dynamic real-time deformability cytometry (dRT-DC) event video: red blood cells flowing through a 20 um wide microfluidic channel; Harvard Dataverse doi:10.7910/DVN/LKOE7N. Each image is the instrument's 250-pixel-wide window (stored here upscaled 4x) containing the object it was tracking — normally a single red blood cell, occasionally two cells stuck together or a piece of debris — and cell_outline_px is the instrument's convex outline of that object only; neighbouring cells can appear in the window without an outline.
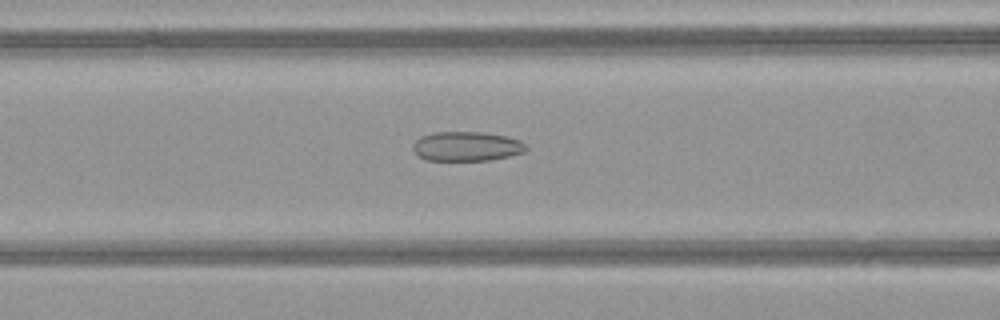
{"species": "common noctule bat (a hibernating species)", "species_latin": "Nyctalus noctula", "temperature_condition": "warm", "stored_images_in_passage": 50, "camera_frame_rate_fps": 3000, "um_per_image_px": 0.085, "animal": {"sex": "female", "body_mass_g": 21.9}, "frame": {"image": 1, "passage_image": 21, "time_ms": 6.667, "image_size_px": [1000, 320], "cell_outline_px": [[528, 148], [524, 152], [508, 156], [488, 160], [428, 160], [420, 156], [412, 148], [412, 144], [420, 136], [432, 132], [484, 132], [504, 136], [520, 140], [528, 144]], "centroid_in_image_um": [39.68, 12.42], "position_along_channel_um": 126.9, "area_um2": 19.42}}
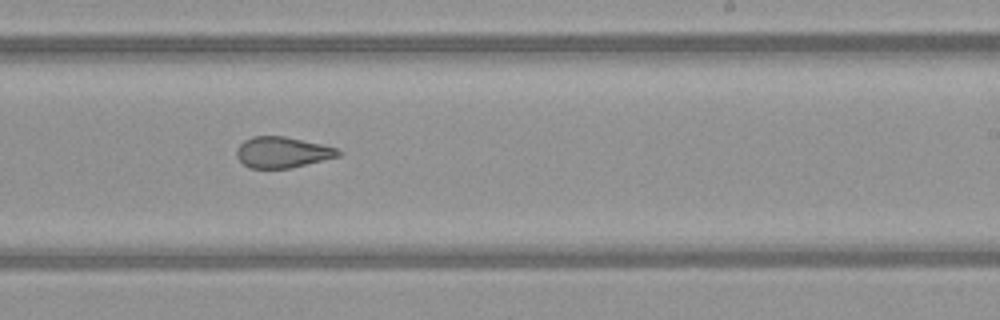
{"frame": {"image": 2, "passage_image": 31, "time_ms": 10.0, "image_size_px": [1000, 320], "cell_outline_px": [[340, 156], [288, 168], [248, 168], [236, 156], [236, 148], [244, 140], [252, 136], [284, 136], [320, 144], [336, 148], [340, 152]], "centroid_in_image_um": [23.95, 12.94], "position_along_channel_um": 265.1, "area_um2": 18.09}}
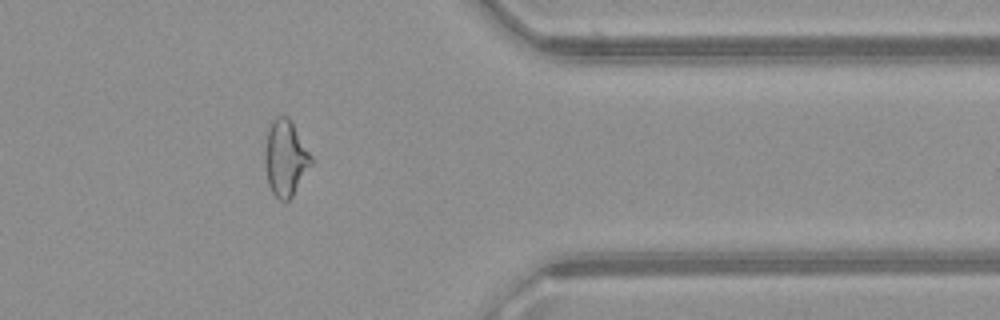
{"frame": {"image": 3, "passage_image": 41, "time_ms": 13.333, "image_size_px": [1000, 320], "cell_outline_px": [[312, 164], [292, 196], [288, 200], [280, 200], [272, 192], [268, 184], [264, 160], [264, 156], [268, 128], [272, 120], [276, 116], [288, 116], [312, 156]], "centroid_in_image_um": [24.25, 13.43], "position_along_channel_um": 387.1, "area_um2": 20.29}, "authors_computed_cell_mechanics": {"area_um2": 21.7617, "velocity_mm_per_s": 4.1381, "shape_relaxation_time_tau1_ms": null, "shape_relaxation_time_tau2_ms": 1.6724, "deformation_change_tau1": null, "deformation_change_tau2": 0.0937}}